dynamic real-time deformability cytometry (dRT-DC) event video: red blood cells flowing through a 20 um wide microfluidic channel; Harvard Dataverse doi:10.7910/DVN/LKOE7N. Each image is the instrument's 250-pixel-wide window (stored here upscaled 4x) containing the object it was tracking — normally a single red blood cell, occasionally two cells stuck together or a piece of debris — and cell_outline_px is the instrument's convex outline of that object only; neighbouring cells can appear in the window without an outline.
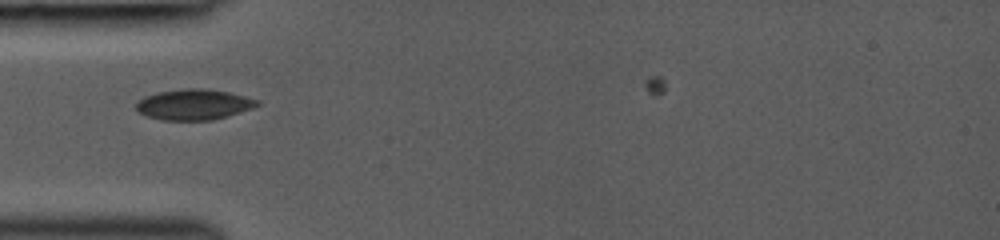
{"species": "common noctule bat (a hibernating species)", "species_latin": "Nyctalus noctula", "temperature_condition": "room temperature", "stored_images_in_passage": 4, "camera_frame_rate_fps": 3000, "um_per_image_px": 0.085, "animal": {"sex": "female", "body_mass_g": 19.0, "forearm_length_mm": 53.3}, "frame": {"image": 1, "passage_image": 3, "time_ms": 2.333, "image_size_px": [1000, 240], "cell_outline_px": [[260, 104], [252, 108], [240, 112], [212, 120], [160, 120], [148, 116], [140, 112], [136, 108], [136, 104], [144, 96], [156, 92], [184, 88], [204, 88], [228, 92], [260, 100]], "centroid_in_image_um": [16.48, 8.87], "position_along_channel_um": 68.5, "area_um2": 21.56}}